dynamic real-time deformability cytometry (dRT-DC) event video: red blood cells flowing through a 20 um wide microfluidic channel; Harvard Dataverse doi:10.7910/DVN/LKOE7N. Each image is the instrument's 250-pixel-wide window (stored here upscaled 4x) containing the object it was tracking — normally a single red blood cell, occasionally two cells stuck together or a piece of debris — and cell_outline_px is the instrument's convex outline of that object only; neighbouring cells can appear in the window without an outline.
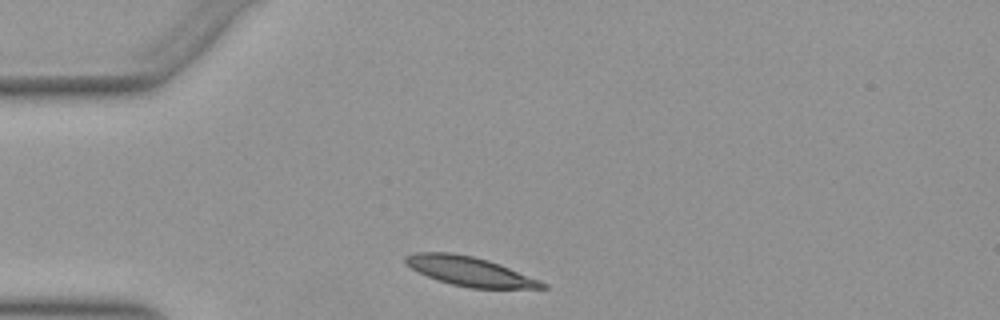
{"species": "Egyptian fruit bat (a non-hibernating species)", "species_latin": "Rousettus aegyptiacus", "temperature_condition": "warm", "stored_images_in_passage": 31, "camera_frame_rate_fps": 3000, "um_per_image_px": 0.085, "animal": {"sex": "female"}, "frame": {"image": 1, "passage_image": 2, "time_ms": 0.333, "image_size_px": [1000, 320], "cell_outline_px": [[548, 288], [468, 288], [436, 280], [412, 268], [404, 260], [404, 256], [416, 252], [452, 252], [472, 256], [488, 260], [500, 264], [548, 284]], "centroid_in_image_um": [39.92, 23.06], "position_along_channel_um": 45.1, "area_um2": 23.06}}
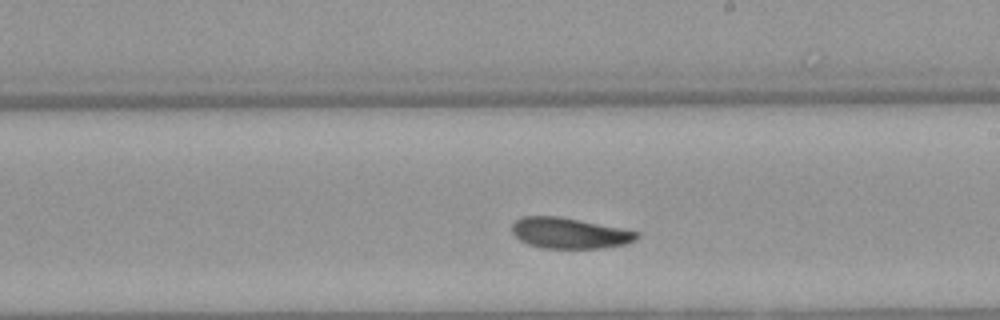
{"frame": {"image": 2, "passage_image": 19, "time_ms": 6.0, "image_size_px": [1000, 320], "cell_outline_px": [[640, 236], [636, 240], [624, 244], [600, 248], [540, 248], [528, 244], [520, 240], [512, 232], [512, 224], [520, 216], [560, 216], [640, 232]], "centroid_in_image_um": [48.39, 19.81], "position_along_channel_um": 240.6, "area_um2": 22.37}}
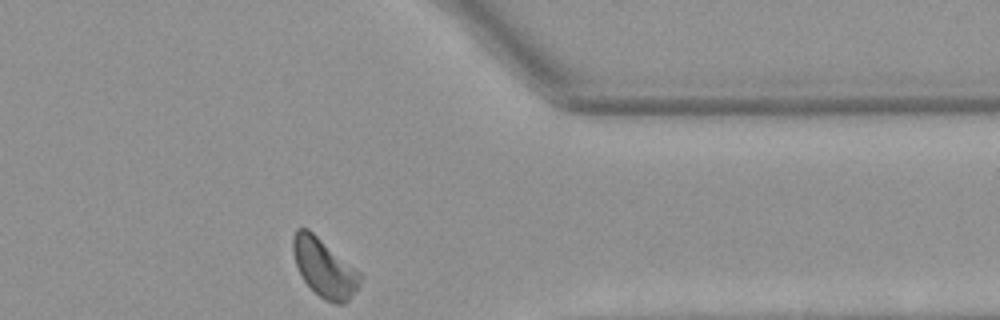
{"frame": {"image": 3, "passage_image": 31, "time_ms": 10.0, "image_size_px": [1000, 320], "cell_outline_px": [[364, 276], [360, 288], [344, 304], [336, 304], [324, 300], [300, 276], [292, 252], [292, 236], [296, 228], [308, 228], [360, 272]], "centroid_in_image_um": [27.58, 22.77], "position_along_channel_um": 383.8, "area_um2": 23.0}, "authors_computed_cell_mechanics": {"area_um2": 23.0622, "velocity_mm_per_s": 3.8603, "shape_relaxation_time_tau1_ms": 4.3853, "shape_relaxation_time_tau2_ms": 8.8316, "deformation_change_tau1": 0.1284, "deformation_change_tau2": 0.162}}